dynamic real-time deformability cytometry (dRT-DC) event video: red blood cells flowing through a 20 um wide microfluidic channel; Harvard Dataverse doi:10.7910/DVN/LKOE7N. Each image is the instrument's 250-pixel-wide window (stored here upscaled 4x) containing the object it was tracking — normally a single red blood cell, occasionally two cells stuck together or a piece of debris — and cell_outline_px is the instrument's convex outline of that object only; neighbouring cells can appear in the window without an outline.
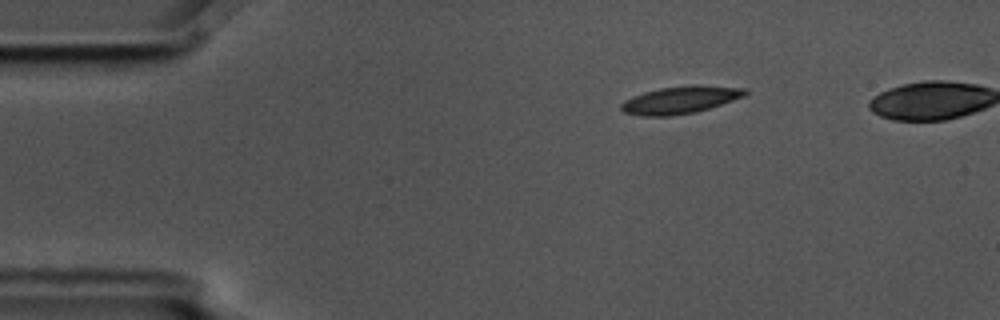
{"species": "common noctule bat (a hibernating species)", "species_latin": "Nyctalus noctula", "temperature_condition": "cold", "stored_images_in_passage": 4, "camera_frame_rate_fps": 3000, "um_per_image_px": 0.085, "animal": {"sex": "male", "body_mass_g": 17.5, "forearm_length_mm": 52.3}, "frame": {"image": 1, "passage_image": 1, "time_ms": 0.0, "image_size_px": [1000, 320], "cell_outline_px": [[748, 92], [744, 96], [696, 112], [672, 116], [644, 116], [624, 112], [620, 108], [620, 104], [624, 100], [644, 92], [660, 88], [696, 84], [748, 88]], "centroid_in_image_um": [57.83, 8.48], "position_along_channel_um": 27.2, "area_um2": 19.77}}